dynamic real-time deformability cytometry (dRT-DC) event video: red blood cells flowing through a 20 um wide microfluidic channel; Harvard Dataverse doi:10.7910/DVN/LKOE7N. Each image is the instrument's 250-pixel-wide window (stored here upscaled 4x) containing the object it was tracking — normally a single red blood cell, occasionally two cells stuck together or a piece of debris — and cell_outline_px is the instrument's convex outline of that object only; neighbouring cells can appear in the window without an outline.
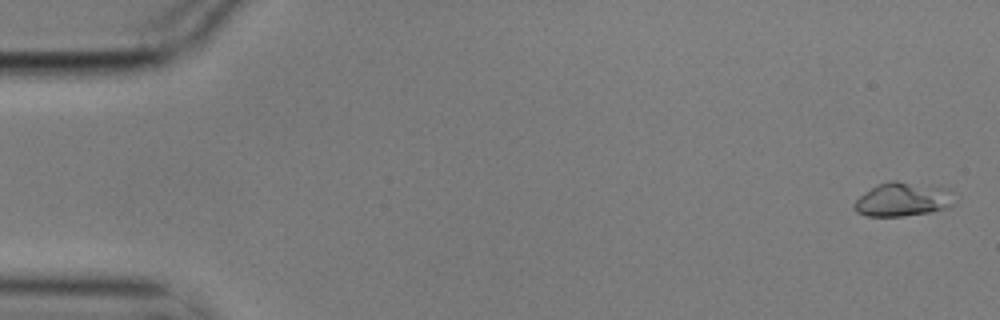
{"species": "common noctule bat (a hibernating species)", "species_latin": "Nyctalus noctula", "temperature_condition": "cold", "stored_images_in_passage": 5, "camera_frame_rate_fps": 3000, "um_per_image_px": 0.085, "animal": {"sex": "male", "body_mass_g": 17.9}, "frame": {"image": 1, "passage_image": 1, "time_ms": 0.0, "image_size_px": [1000, 320], "cell_outline_px": [[952, 204], [948, 208], [932, 212], [904, 216], [864, 216], [856, 212], [852, 208], [852, 204], [860, 196], [876, 184], [888, 180], [896, 180], [948, 188]], "centroid_in_image_um": [76.66, 16.95], "position_along_channel_um": 8.3, "area_um2": 19.88}}
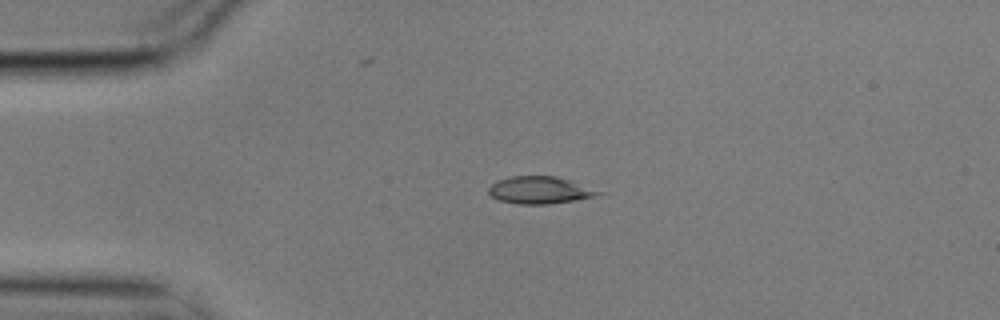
{"frame": {"image": 2, "passage_image": 4, "time_ms": 1.0, "image_size_px": [1000, 320], "cell_outline_px": [[608, 192], [596, 196], [576, 200], [548, 204], [520, 204], [500, 200], [492, 196], [488, 192], [488, 188], [496, 180], [508, 176], [556, 176]], "centroid_in_image_um": [45.92, 16.15], "position_along_channel_um": 39.1, "area_um2": 17.57}}